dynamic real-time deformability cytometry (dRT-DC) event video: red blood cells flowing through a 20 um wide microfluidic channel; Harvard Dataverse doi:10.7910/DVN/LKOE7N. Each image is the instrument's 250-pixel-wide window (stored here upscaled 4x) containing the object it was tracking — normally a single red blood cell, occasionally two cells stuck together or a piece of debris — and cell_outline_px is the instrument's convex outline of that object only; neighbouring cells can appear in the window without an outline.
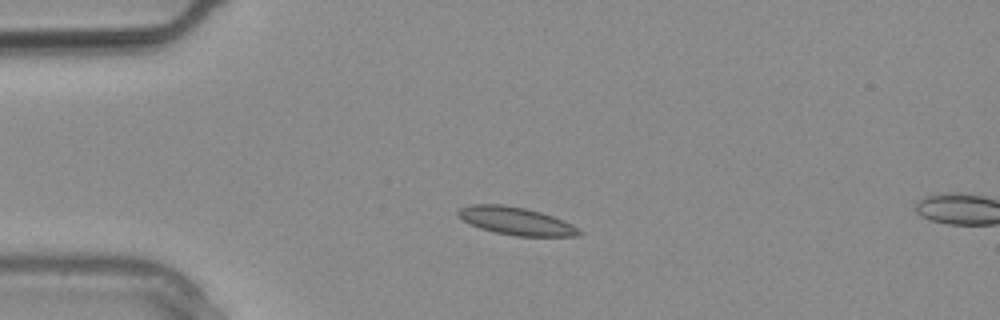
{"species": "common noctule bat (a hibernating species)", "species_latin": "Nyctalus noctula", "temperature_condition": "warm", "stored_images_in_passage": 2, "camera_frame_rate_fps": 3000, "um_per_image_px": 0.085, "animal": {"sex": "male", "body_mass_g": 20.4}, "frame": {"image": 1, "passage_image": 1, "time_ms": 0.0, "image_size_px": [1000, 320], "cell_outline_px": [[584, 232], [580, 236], [516, 236], [496, 232], [480, 228], [464, 220], [456, 212], [460, 208], [468, 204], [504, 204], [524, 208], [540, 212], [552, 216], [572, 224]], "centroid_in_image_um": [43.88, 18.78], "position_along_channel_um": 41.1, "area_um2": 19.48}}